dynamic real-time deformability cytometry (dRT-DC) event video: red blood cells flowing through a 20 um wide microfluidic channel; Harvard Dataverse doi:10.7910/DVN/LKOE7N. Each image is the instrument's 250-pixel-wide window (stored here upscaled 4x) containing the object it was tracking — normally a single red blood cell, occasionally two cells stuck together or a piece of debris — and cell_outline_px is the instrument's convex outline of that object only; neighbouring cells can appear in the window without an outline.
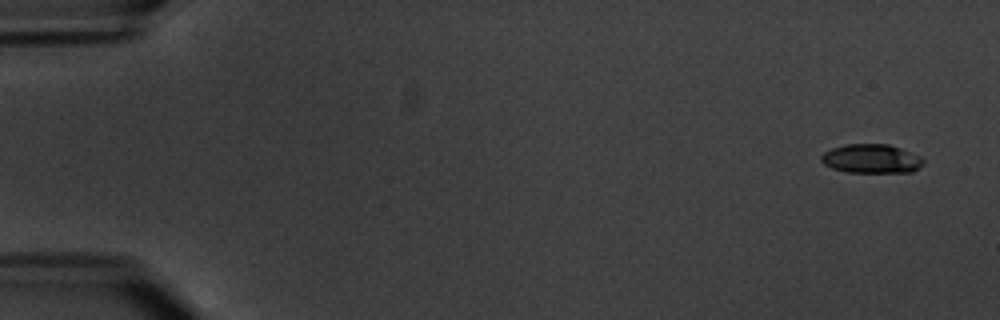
{"species": "common noctule bat (a hibernating species)", "species_latin": "Nyctalus noctula", "temperature_condition": "warm", "stored_images_in_passage": 9, "camera_frame_rate_fps": 3000, "um_per_image_px": 0.085, "animal": {"sex": "male", "body_mass_g": 20.1, "forearm_length_mm": 53.5}, "frame": {"image": 1, "passage_image": 1, "time_ms": 0.0, "image_size_px": [1000, 320], "cell_outline_px": [[924, 164], [912, 172], [848, 172], [832, 168], [824, 164], [820, 160], [820, 156], [824, 152], [832, 148], [848, 144], [888, 144], [900, 148], [920, 156], [924, 160]], "centroid_in_image_um": [74.07, 13.49], "position_along_channel_um": 10.9, "area_um2": 17.22}}
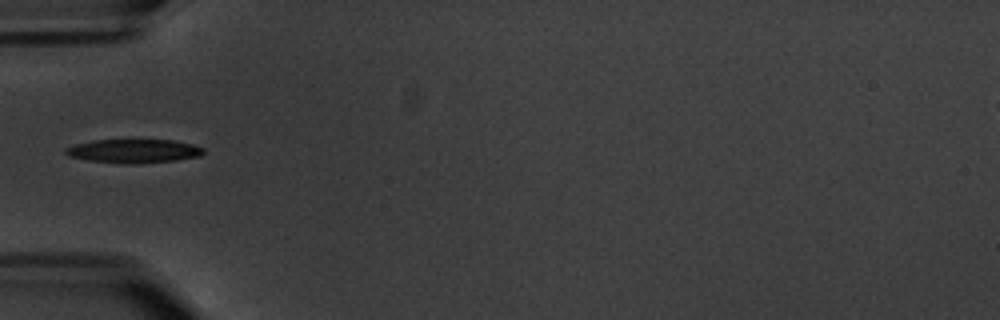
{"frame": {"image": 2, "passage_image": 6, "time_ms": 6.0, "image_size_px": [1000, 320], "cell_outline_px": [[204, 152], [200, 156], [176, 160], [132, 164], [124, 164], [88, 160], [68, 156], [64, 152], [64, 148], [76, 144], [92, 140], [176, 140], [192, 144], [204, 148]], "centroid_in_image_um": [11.36, 12.84], "position_along_channel_um": 73.6, "area_um2": 19.13}}
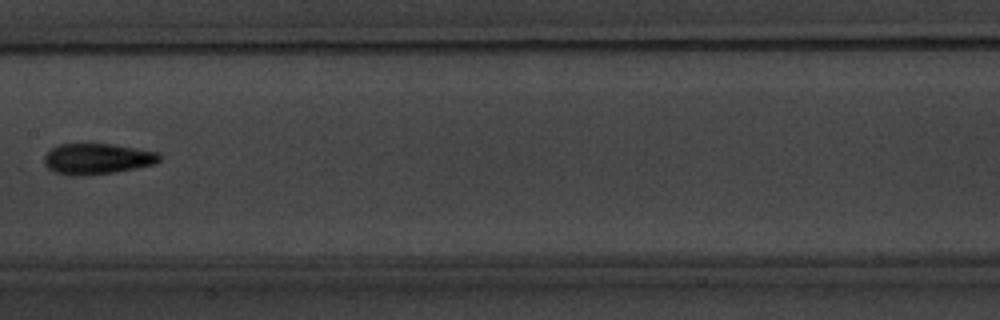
{"frame": {"image": 3, "passage_image": 9, "time_ms": 9.667, "image_size_px": [1000, 320], "cell_outline_px": [[160, 160], [156, 164], [116, 172], [80, 176], [68, 176], [56, 172], [48, 168], [44, 164], [44, 156], [52, 148], [60, 144], [112, 144], [160, 152]], "centroid_in_image_um": [8.28, 13.51], "position_along_channel_um": 199.1, "area_um2": 20.81}}